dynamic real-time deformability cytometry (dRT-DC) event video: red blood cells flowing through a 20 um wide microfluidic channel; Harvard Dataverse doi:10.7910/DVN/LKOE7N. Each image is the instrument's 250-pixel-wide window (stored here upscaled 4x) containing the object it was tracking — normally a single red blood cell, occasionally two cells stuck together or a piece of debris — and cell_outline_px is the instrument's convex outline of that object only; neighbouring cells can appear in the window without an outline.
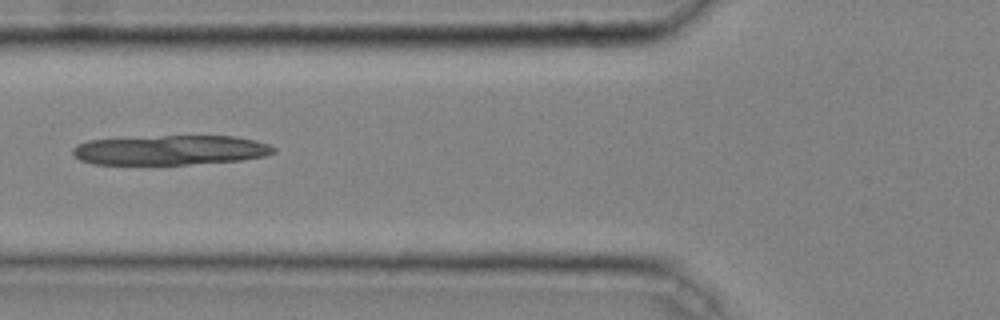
{"species": "common noctule bat (a hibernating species)", "species_latin": "Nyctalus noctula", "temperature_condition": "cold", "stored_images_in_passage": 45, "camera_frame_rate_fps": 3000, "um_per_image_px": 0.085, "animal": {"sex": "male", "body_mass_g": 20.4}, "frame": {"image": 1, "passage_image": 18, "time_ms": 5.667, "image_size_px": [1000, 320], "cell_outline_px": [[276, 152], [264, 156], [240, 160], [188, 164], [92, 164], [80, 160], [72, 152], [72, 148], [76, 144], [88, 140], [160, 136], [236, 136], [256, 140], [268, 144], [276, 148]], "centroid_in_image_um": [14.49, 12.75], "position_along_channel_um": 111.3, "area_um2": 34.74}}
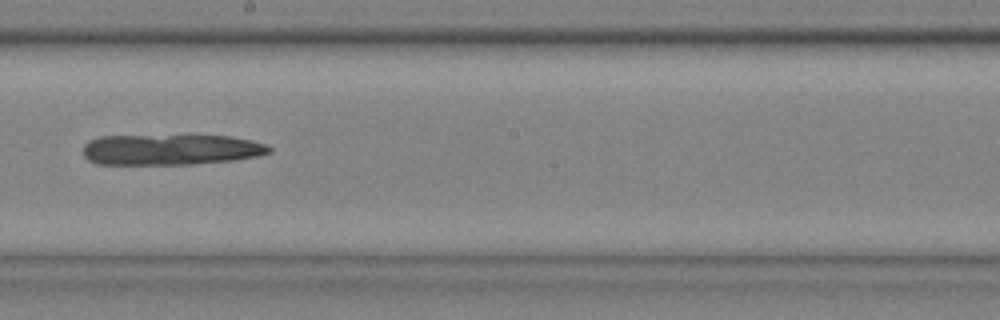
{"frame": {"image": 2, "passage_image": 27, "time_ms": 8.667, "image_size_px": [1000, 320], "cell_outline_px": [[272, 152], [256, 156], [232, 160], [192, 164], [96, 164], [88, 160], [84, 156], [84, 144], [88, 140], [100, 136], [228, 136], [252, 140], [268, 144], [272, 148]], "centroid_in_image_um": [14.51, 12.71], "position_along_channel_um": 233.7, "area_um2": 33.29}}
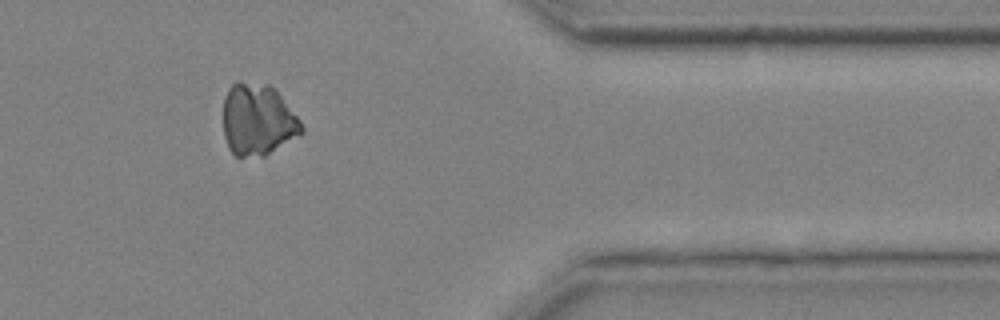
{"frame": {"image": 3, "passage_image": 40, "time_ms": 13.0, "image_size_px": [1000, 320], "cell_outline_px": [[304, 132], [300, 136], [264, 156], [236, 156], [228, 148], [224, 136], [224, 96], [228, 88], [236, 80], [240, 80], [268, 84], [276, 88], [300, 120], [304, 128]], "centroid_in_image_um": [21.92, 10.15], "position_along_channel_um": 389.5, "area_um2": 33.29}}